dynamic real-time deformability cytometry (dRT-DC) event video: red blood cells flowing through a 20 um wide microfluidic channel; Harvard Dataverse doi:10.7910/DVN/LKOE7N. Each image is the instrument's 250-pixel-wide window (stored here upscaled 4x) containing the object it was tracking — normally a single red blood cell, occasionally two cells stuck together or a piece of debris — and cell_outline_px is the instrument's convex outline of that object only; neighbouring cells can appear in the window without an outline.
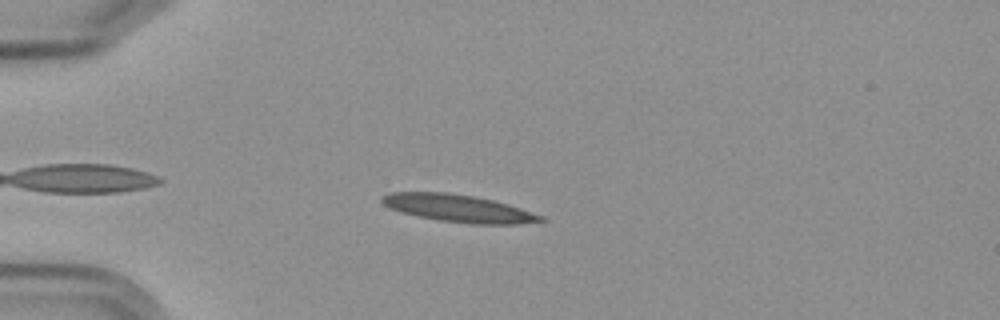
{"species": "Egyptian fruit bat (a non-hibernating species)", "species_latin": "Rousettus aegyptiacus", "temperature_condition": "cold", "stored_images_in_passage": 8, "camera_frame_rate_fps": 3000, "um_per_image_px": 0.085, "frame": {"image": 1, "passage_image": 3, "time_ms": 3.0, "image_size_px": [1000, 320], "cell_outline_px": [[548, 220], [520, 224], [472, 224], [440, 220], [400, 212], [388, 208], [380, 200], [380, 196], [392, 192], [448, 192], [472, 196], [492, 200], [508, 204], [544, 216]], "centroid_in_image_um": [38.96, 17.71], "position_along_channel_um": 46.0, "area_um2": 25.32}}
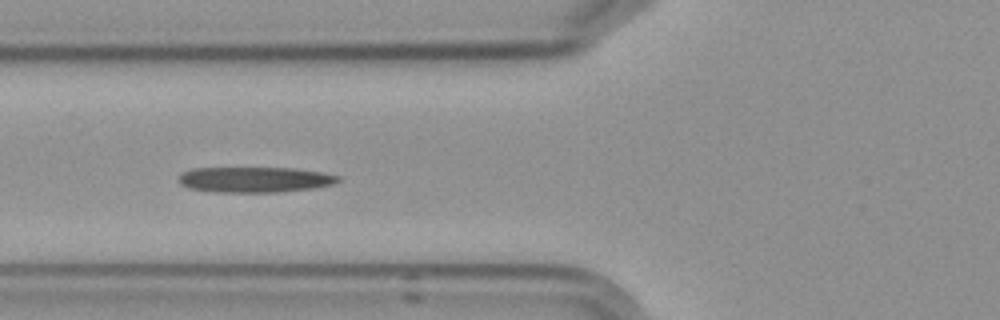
{"frame": {"image": 2, "passage_image": 5, "time_ms": 5.333, "image_size_px": [1000, 320], "cell_outline_px": [[340, 180], [332, 184], [312, 188], [280, 192], [216, 192], [188, 188], [180, 184], [180, 172], [192, 168], [296, 168], [320, 172], [340, 176]], "centroid_in_image_um": [21.62, 15.26], "position_along_channel_um": 104.2, "area_um2": 23.7}}
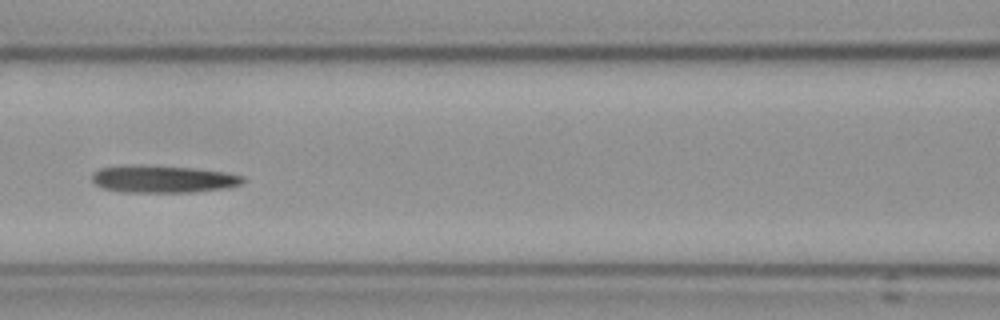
{"frame": {"image": 3, "passage_image": 6, "time_ms": 6.667, "image_size_px": [1000, 320], "cell_outline_px": [[248, 180], [244, 184], [228, 188], [196, 192], [124, 192], [104, 188], [96, 184], [92, 180], [92, 172], [100, 168], [192, 168], [224, 172], [244, 176]], "centroid_in_image_um": [14.02, 15.28], "position_along_channel_um": 152.6, "area_um2": 22.95}}